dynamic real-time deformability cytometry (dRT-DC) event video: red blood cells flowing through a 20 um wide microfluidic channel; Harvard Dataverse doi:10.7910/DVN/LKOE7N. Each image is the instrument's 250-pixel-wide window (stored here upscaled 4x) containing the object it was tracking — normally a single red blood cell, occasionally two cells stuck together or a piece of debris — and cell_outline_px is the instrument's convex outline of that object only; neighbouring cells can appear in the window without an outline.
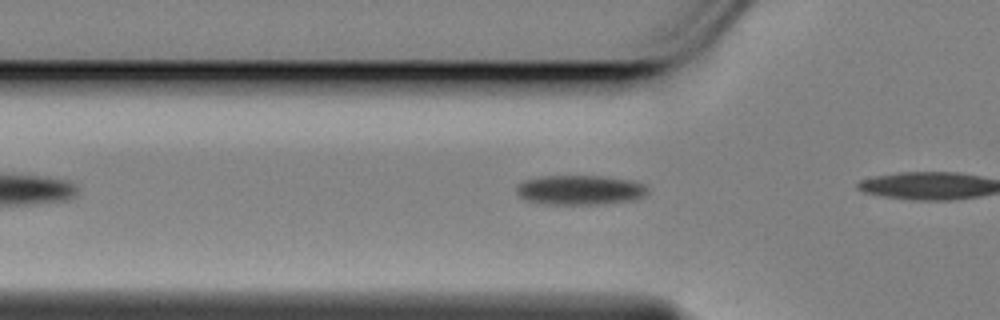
{"species": "Egyptian fruit bat (a non-hibernating species)", "species_latin": "Rousettus aegyptiacus", "temperature_condition": "cold", "stored_images_in_passage": 7, "camera_frame_rate_fps": 3000, "um_per_image_px": 0.085, "animal": {"sex": "female"}, "frame": {"image": 1, "passage_image": 5, "time_ms": 1.333, "image_size_px": [1000, 320], "cell_outline_px": [[648, 192], [644, 196], [628, 200], [596, 204], [548, 204], [528, 200], [520, 196], [516, 192], [516, 184], [524, 180], [544, 176], [600, 176], [632, 180], [644, 184], [648, 188]], "centroid_in_image_um": [49.28, 16.13], "position_along_channel_um": 76.5, "area_um2": 22.43}}